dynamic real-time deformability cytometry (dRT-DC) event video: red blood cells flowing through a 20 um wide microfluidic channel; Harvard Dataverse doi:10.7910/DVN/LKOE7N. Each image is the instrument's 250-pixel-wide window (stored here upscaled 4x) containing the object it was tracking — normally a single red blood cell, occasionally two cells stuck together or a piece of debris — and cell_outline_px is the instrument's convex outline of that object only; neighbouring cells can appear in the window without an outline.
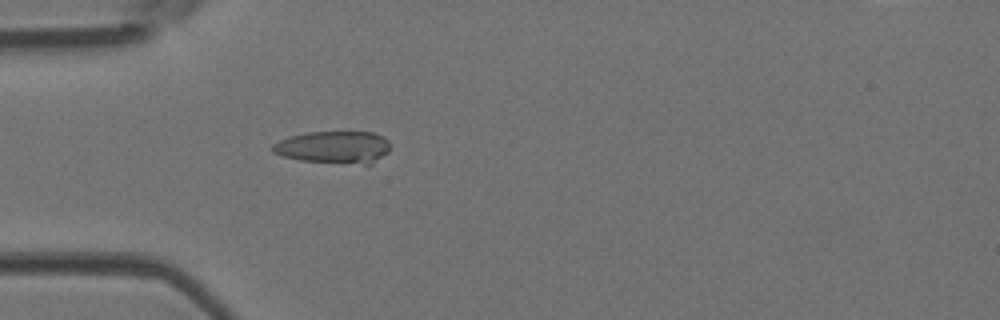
{"species": "Egyptian fruit bat (a non-hibernating species)", "species_latin": "Rousettus aegyptiacus", "temperature_condition": "room temperature", "stored_images_in_passage": 4, "camera_frame_rate_fps": 3000, "um_per_image_px": 0.085, "animal": {"sex": "female"}, "frame": {"image": 1, "passage_image": 4, "time_ms": 1.0, "image_size_px": [1000, 320], "cell_outline_px": [[392, 144], [388, 152], [372, 164], [364, 164], [300, 160], [280, 156], [272, 152], [268, 148], [272, 144], [288, 136], [308, 132], [372, 132], [384, 136]], "centroid_in_image_um": [28.36, 12.5], "position_along_channel_um": 56.6, "area_um2": 22.48}}